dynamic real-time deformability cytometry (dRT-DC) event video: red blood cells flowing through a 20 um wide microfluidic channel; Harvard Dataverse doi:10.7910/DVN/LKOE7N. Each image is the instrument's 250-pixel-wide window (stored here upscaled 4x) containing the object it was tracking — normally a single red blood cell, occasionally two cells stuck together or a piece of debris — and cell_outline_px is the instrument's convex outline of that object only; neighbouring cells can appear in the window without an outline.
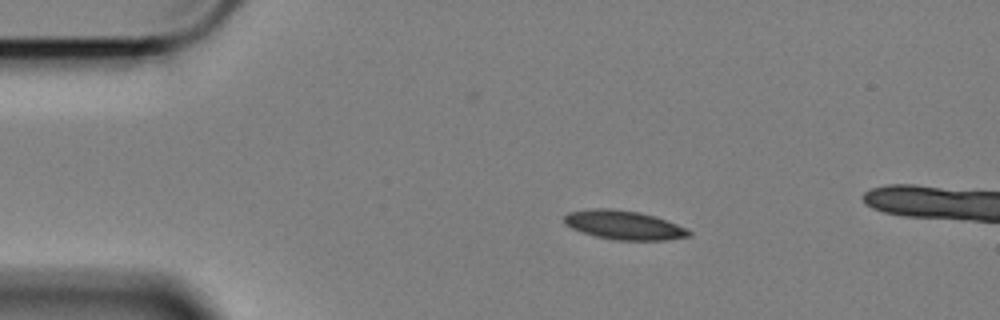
{"species": "Egyptian fruit bat (a non-hibernating species)", "species_latin": "Rousettus aegyptiacus", "temperature_condition": "cold", "stored_images_in_passage": 7, "camera_frame_rate_fps": 3000, "um_per_image_px": 0.085, "animal": {"sex": "female"}, "frame": {"image": 1, "passage_image": 1, "time_ms": 0.0, "image_size_px": [1000, 320], "cell_outline_px": [[692, 236], [668, 240], [612, 240], [580, 232], [564, 224], [564, 216], [568, 212], [596, 208], [608, 208], [640, 212], [668, 220], [688, 228], [692, 232]], "centroid_in_image_um": [53.07, 19.14], "position_along_channel_um": 31.9, "area_um2": 21.33}}